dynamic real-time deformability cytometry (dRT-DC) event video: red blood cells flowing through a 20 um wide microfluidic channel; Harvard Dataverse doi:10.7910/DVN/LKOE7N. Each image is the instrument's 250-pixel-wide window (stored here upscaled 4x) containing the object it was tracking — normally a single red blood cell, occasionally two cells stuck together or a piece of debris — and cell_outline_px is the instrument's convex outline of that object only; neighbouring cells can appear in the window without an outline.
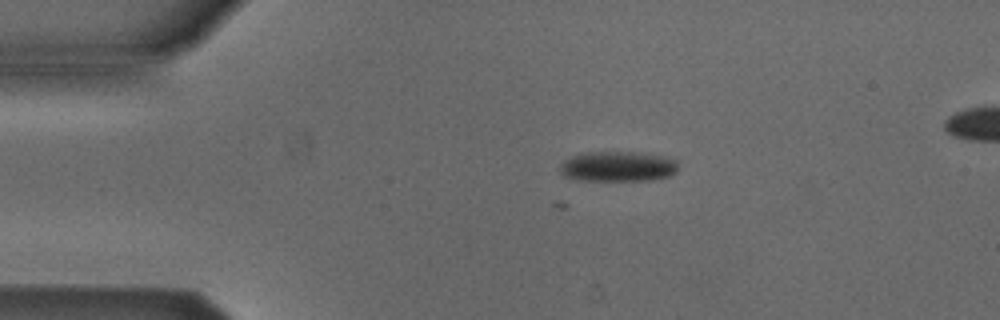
{"species": "Egyptian fruit bat (a non-hibernating species)", "species_latin": "Rousettus aegyptiacus", "temperature_condition": "cold", "stored_images_in_passage": 4, "camera_frame_rate_fps": 3000, "um_per_image_px": 0.085, "animal": {"sex": "male"}, "frame": {"image": 1, "passage_image": 4, "time_ms": 1.0, "image_size_px": [1000, 320], "cell_outline_px": [[676, 172], [668, 176], [652, 180], [576, 180], [564, 176], [560, 172], [560, 164], [564, 160], [580, 152], [628, 152], [660, 156], [676, 160]], "centroid_in_image_um": [52.44, 14.15], "position_along_channel_um": 32.6, "area_um2": 20.63}}